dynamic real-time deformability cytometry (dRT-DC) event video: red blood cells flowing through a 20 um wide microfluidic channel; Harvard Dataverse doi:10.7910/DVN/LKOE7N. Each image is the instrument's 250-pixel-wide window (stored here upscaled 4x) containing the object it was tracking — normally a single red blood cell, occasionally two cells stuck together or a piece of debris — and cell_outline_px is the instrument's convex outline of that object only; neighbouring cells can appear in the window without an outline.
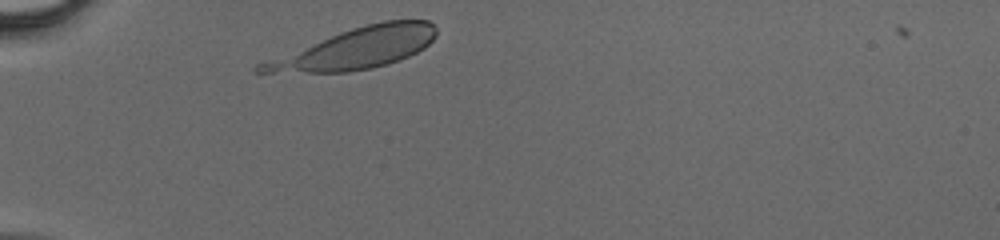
{"species": "human", "species_latin": "Homo sapiens", "temperature_condition": "cold", "stored_images_in_passage": 26, "camera_frame_rate_fps": 3000, "um_per_image_px": 0.085, "donor": {"sex": "male"}, "frame": {"image": 1, "passage_image": 1, "time_ms": 0.0, "image_size_px": [1000, 240], "cell_outline_px": [[436, 36], [424, 48], [400, 60], [388, 64], [372, 68], [348, 72], [252, 72], [252, 68], [256, 64], [340, 32], [352, 28], [384, 20], [428, 20], [436, 28]], "centroid_in_image_um": [30.23, 4.13], "position_along_channel_um": 54.8, "area_um2": 41.15}}
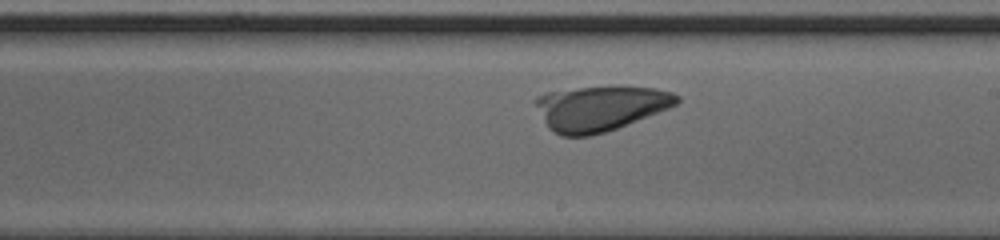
{"frame": {"image": 2, "passage_image": 15, "time_ms": 4.667, "image_size_px": [1000, 240], "cell_outline_px": [[680, 100], [676, 104], [668, 108], [616, 128], [604, 132], [588, 136], [560, 136], [552, 132], [548, 128], [532, 100], [536, 96], [544, 92], [580, 88], [656, 88], [672, 92], [680, 96]], "centroid_in_image_um": [50.94, 9.21], "position_along_channel_um": 238.1, "area_um2": 36.53}}
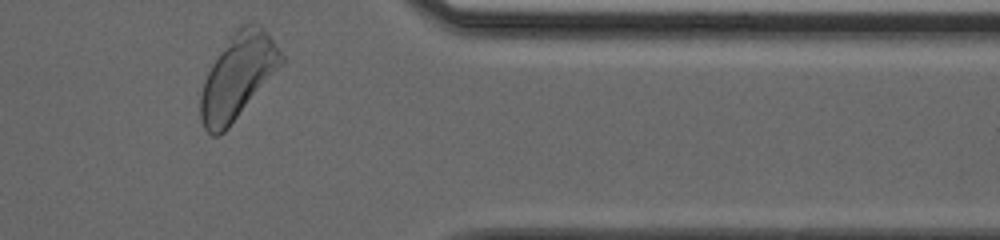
{"frame": {"image": 3, "passage_image": 26, "time_ms": 8.333, "image_size_px": [1000, 240], "cell_outline_px": [[284, 64], [228, 128], [220, 136], [212, 136], [204, 128], [200, 120], [200, 96], [204, 80], [212, 64], [236, 28], [244, 24], [260, 24], [264, 28], [284, 56]], "centroid_in_image_um": [20.22, 6.51], "position_along_channel_um": 391.2, "area_um2": 39.77}}